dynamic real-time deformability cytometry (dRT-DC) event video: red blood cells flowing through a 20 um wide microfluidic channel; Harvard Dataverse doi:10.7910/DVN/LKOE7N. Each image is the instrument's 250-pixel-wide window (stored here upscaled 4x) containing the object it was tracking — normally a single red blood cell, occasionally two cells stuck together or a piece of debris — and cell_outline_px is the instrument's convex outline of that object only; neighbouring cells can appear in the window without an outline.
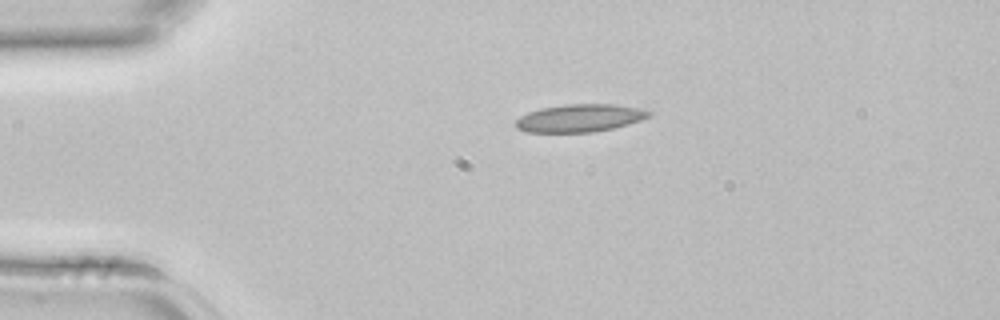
{"species": "common noctule bat (a hibernating species)", "species_latin": "Nyctalus noctula", "temperature_condition": "room temperature", "stored_images_in_passage": 3, "camera_frame_rate_fps": 3000, "um_per_image_px": 0.085, "animal": {"sex": "female", "body_mass_g": 22.7, "forearm_length_mm": 54.2}, "frame": {"image": 1, "passage_image": 1, "time_ms": 0.0, "image_size_px": [1000, 320], "cell_outline_px": [[652, 116], [628, 124], [612, 128], [592, 132], [528, 132], [516, 128], [516, 120], [520, 116], [528, 112], [540, 108], [564, 104], [612, 104], [640, 108], [652, 112]], "centroid_in_image_um": [49.28, 10.03], "position_along_channel_um": 35.7, "area_um2": 21.5}}